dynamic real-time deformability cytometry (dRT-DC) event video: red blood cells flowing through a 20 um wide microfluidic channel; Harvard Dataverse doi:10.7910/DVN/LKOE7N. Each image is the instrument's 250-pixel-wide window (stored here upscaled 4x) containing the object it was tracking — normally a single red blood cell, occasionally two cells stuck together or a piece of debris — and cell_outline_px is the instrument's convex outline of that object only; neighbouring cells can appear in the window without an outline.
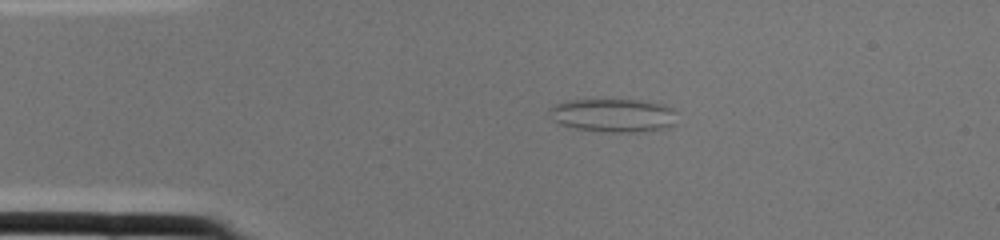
{"species": "common noctule bat (a hibernating species)", "species_latin": "Nyctalus noctula", "temperature_condition": "cold", "stored_images_in_passage": 1, "camera_frame_rate_fps": 3000, "um_per_image_px": 0.085, "animal": {"sex": "female", "body_mass_g": 22.0, "forearm_length_mm": 56.7}, "frame": {"image": 1, "passage_image": 1, "time_ms": 0.0, "image_size_px": [1000, 240], "cell_outline_px": [[676, 112], [672, 124], [668, 128], [640, 132], [600, 132], [576, 128], [560, 124], [548, 112], [548, 108], [556, 104], [568, 100], [640, 100], [664, 104], [672, 108]], "centroid_in_image_um": [52.14, 9.8], "position_along_channel_um": 32.9, "area_um2": 24.85}}